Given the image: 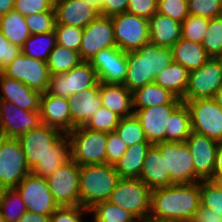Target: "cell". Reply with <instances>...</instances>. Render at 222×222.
<instances>
[{"mask_svg":"<svg viewBox=\"0 0 222 222\" xmlns=\"http://www.w3.org/2000/svg\"><path fill=\"white\" fill-rule=\"evenodd\" d=\"M200 207V182L173 184L151 191L149 216L191 222Z\"/></svg>","mask_w":222,"mask_h":222,"instance_id":"1","label":"cell"},{"mask_svg":"<svg viewBox=\"0 0 222 222\" xmlns=\"http://www.w3.org/2000/svg\"><path fill=\"white\" fill-rule=\"evenodd\" d=\"M173 62L172 50L147 43L127 52V75L124 86L131 92L154 82V78Z\"/></svg>","mask_w":222,"mask_h":222,"instance_id":"2","label":"cell"},{"mask_svg":"<svg viewBox=\"0 0 222 222\" xmlns=\"http://www.w3.org/2000/svg\"><path fill=\"white\" fill-rule=\"evenodd\" d=\"M119 179L114 165L105 163L80 166V205L90 209L96 203L107 201Z\"/></svg>","mask_w":222,"mask_h":222,"instance_id":"3","label":"cell"},{"mask_svg":"<svg viewBox=\"0 0 222 222\" xmlns=\"http://www.w3.org/2000/svg\"><path fill=\"white\" fill-rule=\"evenodd\" d=\"M71 159L79 166L106 163L108 133L92 131L84 126L67 134Z\"/></svg>","mask_w":222,"mask_h":222,"instance_id":"4","label":"cell"},{"mask_svg":"<svg viewBox=\"0 0 222 222\" xmlns=\"http://www.w3.org/2000/svg\"><path fill=\"white\" fill-rule=\"evenodd\" d=\"M151 191L140 179L120 178L108 201L129 211L141 222L150 214Z\"/></svg>","mask_w":222,"mask_h":222,"instance_id":"5","label":"cell"},{"mask_svg":"<svg viewBox=\"0 0 222 222\" xmlns=\"http://www.w3.org/2000/svg\"><path fill=\"white\" fill-rule=\"evenodd\" d=\"M98 82L95 69L89 61H81L70 71L63 74H51L46 90L47 94L69 98Z\"/></svg>","mask_w":222,"mask_h":222,"instance_id":"6","label":"cell"},{"mask_svg":"<svg viewBox=\"0 0 222 222\" xmlns=\"http://www.w3.org/2000/svg\"><path fill=\"white\" fill-rule=\"evenodd\" d=\"M30 173L18 139L0 136V186L16 188Z\"/></svg>","mask_w":222,"mask_h":222,"instance_id":"7","label":"cell"},{"mask_svg":"<svg viewBox=\"0 0 222 222\" xmlns=\"http://www.w3.org/2000/svg\"><path fill=\"white\" fill-rule=\"evenodd\" d=\"M222 86V58L209 59L198 69L189 72L188 84L181 99L192 101L195 99L213 98Z\"/></svg>","mask_w":222,"mask_h":222,"instance_id":"8","label":"cell"},{"mask_svg":"<svg viewBox=\"0 0 222 222\" xmlns=\"http://www.w3.org/2000/svg\"><path fill=\"white\" fill-rule=\"evenodd\" d=\"M116 47L122 51H136L149 43L148 19L128 12L111 17Z\"/></svg>","mask_w":222,"mask_h":222,"instance_id":"9","label":"cell"},{"mask_svg":"<svg viewBox=\"0 0 222 222\" xmlns=\"http://www.w3.org/2000/svg\"><path fill=\"white\" fill-rule=\"evenodd\" d=\"M190 112L192 131L222 143V109L213 98L184 102Z\"/></svg>","mask_w":222,"mask_h":222,"instance_id":"10","label":"cell"},{"mask_svg":"<svg viewBox=\"0 0 222 222\" xmlns=\"http://www.w3.org/2000/svg\"><path fill=\"white\" fill-rule=\"evenodd\" d=\"M79 175L80 166L70 159L46 178L53 199L59 207L80 205Z\"/></svg>","mask_w":222,"mask_h":222,"instance_id":"11","label":"cell"},{"mask_svg":"<svg viewBox=\"0 0 222 222\" xmlns=\"http://www.w3.org/2000/svg\"><path fill=\"white\" fill-rule=\"evenodd\" d=\"M5 76L19 80L40 93L48 87L50 72L47 62L25 56L20 53L1 71Z\"/></svg>","mask_w":222,"mask_h":222,"instance_id":"12","label":"cell"},{"mask_svg":"<svg viewBox=\"0 0 222 222\" xmlns=\"http://www.w3.org/2000/svg\"><path fill=\"white\" fill-rule=\"evenodd\" d=\"M155 146L165 157L166 172L173 184L194 183L193 158L185 142H160Z\"/></svg>","mask_w":222,"mask_h":222,"instance_id":"13","label":"cell"},{"mask_svg":"<svg viewBox=\"0 0 222 222\" xmlns=\"http://www.w3.org/2000/svg\"><path fill=\"white\" fill-rule=\"evenodd\" d=\"M21 194L26 210L49 215L59 207L54 201L46 178L28 174L16 187Z\"/></svg>","mask_w":222,"mask_h":222,"instance_id":"14","label":"cell"},{"mask_svg":"<svg viewBox=\"0 0 222 222\" xmlns=\"http://www.w3.org/2000/svg\"><path fill=\"white\" fill-rule=\"evenodd\" d=\"M95 69L99 82L124 85L127 75V52L114 47L101 49L89 61Z\"/></svg>","mask_w":222,"mask_h":222,"instance_id":"15","label":"cell"},{"mask_svg":"<svg viewBox=\"0 0 222 222\" xmlns=\"http://www.w3.org/2000/svg\"><path fill=\"white\" fill-rule=\"evenodd\" d=\"M114 46L116 44L111 17L98 15L83 29L79 55L82 61H90L101 49Z\"/></svg>","mask_w":222,"mask_h":222,"instance_id":"16","label":"cell"},{"mask_svg":"<svg viewBox=\"0 0 222 222\" xmlns=\"http://www.w3.org/2000/svg\"><path fill=\"white\" fill-rule=\"evenodd\" d=\"M41 124L40 111H27L0 100V136L18 138Z\"/></svg>","mask_w":222,"mask_h":222,"instance_id":"17","label":"cell"},{"mask_svg":"<svg viewBox=\"0 0 222 222\" xmlns=\"http://www.w3.org/2000/svg\"><path fill=\"white\" fill-rule=\"evenodd\" d=\"M64 134L58 129L41 124L39 127L20 135L17 139L25 154L30 170L50 151Z\"/></svg>","mask_w":222,"mask_h":222,"instance_id":"18","label":"cell"},{"mask_svg":"<svg viewBox=\"0 0 222 222\" xmlns=\"http://www.w3.org/2000/svg\"><path fill=\"white\" fill-rule=\"evenodd\" d=\"M185 143L193 158L194 183L210 180L213 177V168L219 142L191 131Z\"/></svg>","mask_w":222,"mask_h":222,"instance_id":"19","label":"cell"},{"mask_svg":"<svg viewBox=\"0 0 222 222\" xmlns=\"http://www.w3.org/2000/svg\"><path fill=\"white\" fill-rule=\"evenodd\" d=\"M180 104H164L134 110V115L142 125L145 137L152 145L165 142L168 118Z\"/></svg>","mask_w":222,"mask_h":222,"instance_id":"20","label":"cell"},{"mask_svg":"<svg viewBox=\"0 0 222 222\" xmlns=\"http://www.w3.org/2000/svg\"><path fill=\"white\" fill-rule=\"evenodd\" d=\"M39 111L42 124L58 129L63 134L71 132L69 99L41 93Z\"/></svg>","mask_w":222,"mask_h":222,"instance_id":"21","label":"cell"},{"mask_svg":"<svg viewBox=\"0 0 222 222\" xmlns=\"http://www.w3.org/2000/svg\"><path fill=\"white\" fill-rule=\"evenodd\" d=\"M55 24L84 29L98 15V10L84 0H55Z\"/></svg>","mask_w":222,"mask_h":222,"instance_id":"22","label":"cell"},{"mask_svg":"<svg viewBox=\"0 0 222 222\" xmlns=\"http://www.w3.org/2000/svg\"><path fill=\"white\" fill-rule=\"evenodd\" d=\"M41 93L0 72V100L27 111H39Z\"/></svg>","mask_w":222,"mask_h":222,"instance_id":"23","label":"cell"},{"mask_svg":"<svg viewBox=\"0 0 222 222\" xmlns=\"http://www.w3.org/2000/svg\"><path fill=\"white\" fill-rule=\"evenodd\" d=\"M71 113V131L76 127L84 126L93 114L102 107L99 96V81L92 87L74 94L69 98Z\"/></svg>","mask_w":222,"mask_h":222,"instance_id":"24","label":"cell"},{"mask_svg":"<svg viewBox=\"0 0 222 222\" xmlns=\"http://www.w3.org/2000/svg\"><path fill=\"white\" fill-rule=\"evenodd\" d=\"M139 179L151 190L173 185L170 173L166 172L165 157L155 145L145 156Z\"/></svg>","mask_w":222,"mask_h":222,"instance_id":"25","label":"cell"},{"mask_svg":"<svg viewBox=\"0 0 222 222\" xmlns=\"http://www.w3.org/2000/svg\"><path fill=\"white\" fill-rule=\"evenodd\" d=\"M99 96L102 106L121 118L134 115L132 92L124 85L99 82Z\"/></svg>","mask_w":222,"mask_h":222,"instance_id":"26","label":"cell"},{"mask_svg":"<svg viewBox=\"0 0 222 222\" xmlns=\"http://www.w3.org/2000/svg\"><path fill=\"white\" fill-rule=\"evenodd\" d=\"M149 41L159 47L171 48L181 38V23L160 13L149 20Z\"/></svg>","mask_w":222,"mask_h":222,"instance_id":"27","label":"cell"},{"mask_svg":"<svg viewBox=\"0 0 222 222\" xmlns=\"http://www.w3.org/2000/svg\"><path fill=\"white\" fill-rule=\"evenodd\" d=\"M133 110L145 109L151 106L164 104H181L182 100L177 98L168 89L156 83L146 84L132 92Z\"/></svg>","mask_w":222,"mask_h":222,"instance_id":"28","label":"cell"},{"mask_svg":"<svg viewBox=\"0 0 222 222\" xmlns=\"http://www.w3.org/2000/svg\"><path fill=\"white\" fill-rule=\"evenodd\" d=\"M70 159V142L67 134H64L52 146V151H50L31 169V174L47 178Z\"/></svg>","mask_w":222,"mask_h":222,"instance_id":"29","label":"cell"},{"mask_svg":"<svg viewBox=\"0 0 222 222\" xmlns=\"http://www.w3.org/2000/svg\"><path fill=\"white\" fill-rule=\"evenodd\" d=\"M173 61L189 72L200 68L208 59L202 44L180 38L172 47Z\"/></svg>","mask_w":222,"mask_h":222,"instance_id":"30","label":"cell"},{"mask_svg":"<svg viewBox=\"0 0 222 222\" xmlns=\"http://www.w3.org/2000/svg\"><path fill=\"white\" fill-rule=\"evenodd\" d=\"M151 146V143H137L129 146L114 165L119 178L139 179L145 156Z\"/></svg>","mask_w":222,"mask_h":222,"instance_id":"31","label":"cell"},{"mask_svg":"<svg viewBox=\"0 0 222 222\" xmlns=\"http://www.w3.org/2000/svg\"><path fill=\"white\" fill-rule=\"evenodd\" d=\"M188 78L189 71L173 61L154 78V83L168 89L177 98L182 99L187 88Z\"/></svg>","mask_w":222,"mask_h":222,"instance_id":"32","label":"cell"},{"mask_svg":"<svg viewBox=\"0 0 222 222\" xmlns=\"http://www.w3.org/2000/svg\"><path fill=\"white\" fill-rule=\"evenodd\" d=\"M190 112L185 103H181L169 116L165 141L185 142L191 133Z\"/></svg>","mask_w":222,"mask_h":222,"instance_id":"33","label":"cell"},{"mask_svg":"<svg viewBox=\"0 0 222 222\" xmlns=\"http://www.w3.org/2000/svg\"><path fill=\"white\" fill-rule=\"evenodd\" d=\"M0 31L12 43L22 47L31 35L25 17L14 10L0 16Z\"/></svg>","mask_w":222,"mask_h":222,"instance_id":"34","label":"cell"},{"mask_svg":"<svg viewBox=\"0 0 222 222\" xmlns=\"http://www.w3.org/2000/svg\"><path fill=\"white\" fill-rule=\"evenodd\" d=\"M55 45L56 34L55 31H52L45 34L30 35L21 47V51L27 57L47 62Z\"/></svg>","mask_w":222,"mask_h":222,"instance_id":"35","label":"cell"},{"mask_svg":"<svg viewBox=\"0 0 222 222\" xmlns=\"http://www.w3.org/2000/svg\"><path fill=\"white\" fill-rule=\"evenodd\" d=\"M81 61L79 52L56 44L49 55L47 66L50 74H63L70 71Z\"/></svg>","mask_w":222,"mask_h":222,"instance_id":"36","label":"cell"},{"mask_svg":"<svg viewBox=\"0 0 222 222\" xmlns=\"http://www.w3.org/2000/svg\"><path fill=\"white\" fill-rule=\"evenodd\" d=\"M92 222H140L132 213L111 202L102 201L89 209Z\"/></svg>","mask_w":222,"mask_h":222,"instance_id":"37","label":"cell"},{"mask_svg":"<svg viewBox=\"0 0 222 222\" xmlns=\"http://www.w3.org/2000/svg\"><path fill=\"white\" fill-rule=\"evenodd\" d=\"M0 211L5 222H17L27 211L16 188H5L0 192Z\"/></svg>","mask_w":222,"mask_h":222,"instance_id":"38","label":"cell"},{"mask_svg":"<svg viewBox=\"0 0 222 222\" xmlns=\"http://www.w3.org/2000/svg\"><path fill=\"white\" fill-rule=\"evenodd\" d=\"M115 133L127 147L137 143H149L145 137L142 125L135 115L121 118L115 128Z\"/></svg>","mask_w":222,"mask_h":222,"instance_id":"39","label":"cell"},{"mask_svg":"<svg viewBox=\"0 0 222 222\" xmlns=\"http://www.w3.org/2000/svg\"><path fill=\"white\" fill-rule=\"evenodd\" d=\"M202 46L209 57L222 58V16L210 19Z\"/></svg>","mask_w":222,"mask_h":222,"instance_id":"40","label":"cell"},{"mask_svg":"<svg viewBox=\"0 0 222 222\" xmlns=\"http://www.w3.org/2000/svg\"><path fill=\"white\" fill-rule=\"evenodd\" d=\"M121 117L106 107H101L84 125L85 128L98 132H114Z\"/></svg>","mask_w":222,"mask_h":222,"instance_id":"41","label":"cell"},{"mask_svg":"<svg viewBox=\"0 0 222 222\" xmlns=\"http://www.w3.org/2000/svg\"><path fill=\"white\" fill-rule=\"evenodd\" d=\"M210 19L188 15L181 23V37L202 44Z\"/></svg>","mask_w":222,"mask_h":222,"instance_id":"42","label":"cell"},{"mask_svg":"<svg viewBox=\"0 0 222 222\" xmlns=\"http://www.w3.org/2000/svg\"><path fill=\"white\" fill-rule=\"evenodd\" d=\"M200 206L222 217V191L211 180L200 181Z\"/></svg>","mask_w":222,"mask_h":222,"instance_id":"43","label":"cell"},{"mask_svg":"<svg viewBox=\"0 0 222 222\" xmlns=\"http://www.w3.org/2000/svg\"><path fill=\"white\" fill-rule=\"evenodd\" d=\"M56 44L79 52L83 29L70 25L55 24Z\"/></svg>","mask_w":222,"mask_h":222,"instance_id":"44","label":"cell"},{"mask_svg":"<svg viewBox=\"0 0 222 222\" xmlns=\"http://www.w3.org/2000/svg\"><path fill=\"white\" fill-rule=\"evenodd\" d=\"M25 22L31 35L45 34L54 31L55 11H44L25 17Z\"/></svg>","mask_w":222,"mask_h":222,"instance_id":"45","label":"cell"},{"mask_svg":"<svg viewBox=\"0 0 222 222\" xmlns=\"http://www.w3.org/2000/svg\"><path fill=\"white\" fill-rule=\"evenodd\" d=\"M189 15L208 19L222 16V0H188Z\"/></svg>","mask_w":222,"mask_h":222,"instance_id":"46","label":"cell"},{"mask_svg":"<svg viewBox=\"0 0 222 222\" xmlns=\"http://www.w3.org/2000/svg\"><path fill=\"white\" fill-rule=\"evenodd\" d=\"M157 13L182 23L189 15L188 0H157Z\"/></svg>","mask_w":222,"mask_h":222,"instance_id":"47","label":"cell"},{"mask_svg":"<svg viewBox=\"0 0 222 222\" xmlns=\"http://www.w3.org/2000/svg\"><path fill=\"white\" fill-rule=\"evenodd\" d=\"M55 0H15L13 10L24 17L44 11L54 10Z\"/></svg>","mask_w":222,"mask_h":222,"instance_id":"48","label":"cell"},{"mask_svg":"<svg viewBox=\"0 0 222 222\" xmlns=\"http://www.w3.org/2000/svg\"><path fill=\"white\" fill-rule=\"evenodd\" d=\"M89 209L78 206L58 207L50 216V222H83V215H88Z\"/></svg>","mask_w":222,"mask_h":222,"instance_id":"49","label":"cell"},{"mask_svg":"<svg viewBox=\"0 0 222 222\" xmlns=\"http://www.w3.org/2000/svg\"><path fill=\"white\" fill-rule=\"evenodd\" d=\"M126 144L114 132L108 133L106 148V163L115 165L117 161L125 154L127 150Z\"/></svg>","mask_w":222,"mask_h":222,"instance_id":"50","label":"cell"},{"mask_svg":"<svg viewBox=\"0 0 222 222\" xmlns=\"http://www.w3.org/2000/svg\"><path fill=\"white\" fill-rule=\"evenodd\" d=\"M126 12L149 20L157 13V0H129Z\"/></svg>","mask_w":222,"mask_h":222,"instance_id":"51","label":"cell"},{"mask_svg":"<svg viewBox=\"0 0 222 222\" xmlns=\"http://www.w3.org/2000/svg\"><path fill=\"white\" fill-rule=\"evenodd\" d=\"M20 53H22L21 47L12 44L0 31V72Z\"/></svg>","mask_w":222,"mask_h":222,"instance_id":"52","label":"cell"},{"mask_svg":"<svg viewBox=\"0 0 222 222\" xmlns=\"http://www.w3.org/2000/svg\"><path fill=\"white\" fill-rule=\"evenodd\" d=\"M129 0H105L100 7L99 15L112 17L127 11Z\"/></svg>","mask_w":222,"mask_h":222,"instance_id":"53","label":"cell"},{"mask_svg":"<svg viewBox=\"0 0 222 222\" xmlns=\"http://www.w3.org/2000/svg\"><path fill=\"white\" fill-rule=\"evenodd\" d=\"M191 222H222V217L211 209L200 206Z\"/></svg>","mask_w":222,"mask_h":222,"instance_id":"54","label":"cell"},{"mask_svg":"<svg viewBox=\"0 0 222 222\" xmlns=\"http://www.w3.org/2000/svg\"><path fill=\"white\" fill-rule=\"evenodd\" d=\"M17 222H50V216L27 210Z\"/></svg>","mask_w":222,"mask_h":222,"instance_id":"55","label":"cell"},{"mask_svg":"<svg viewBox=\"0 0 222 222\" xmlns=\"http://www.w3.org/2000/svg\"><path fill=\"white\" fill-rule=\"evenodd\" d=\"M213 177H222V143H219L216 152L215 164L213 168Z\"/></svg>","mask_w":222,"mask_h":222,"instance_id":"56","label":"cell"},{"mask_svg":"<svg viewBox=\"0 0 222 222\" xmlns=\"http://www.w3.org/2000/svg\"><path fill=\"white\" fill-rule=\"evenodd\" d=\"M15 0H0V16L13 10Z\"/></svg>","mask_w":222,"mask_h":222,"instance_id":"57","label":"cell"},{"mask_svg":"<svg viewBox=\"0 0 222 222\" xmlns=\"http://www.w3.org/2000/svg\"><path fill=\"white\" fill-rule=\"evenodd\" d=\"M213 100L221 107L222 109V86L215 93Z\"/></svg>","mask_w":222,"mask_h":222,"instance_id":"58","label":"cell"},{"mask_svg":"<svg viewBox=\"0 0 222 222\" xmlns=\"http://www.w3.org/2000/svg\"><path fill=\"white\" fill-rule=\"evenodd\" d=\"M84 1H86L88 4L92 5L99 11L101 5L103 4L105 0H84Z\"/></svg>","mask_w":222,"mask_h":222,"instance_id":"59","label":"cell"},{"mask_svg":"<svg viewBox=\"0 0 222 222\" xmlns=\"http://www.w3.org/2000/svg\"><path fill=\"white\" fill-rule=\"evenodd\" d=\"M141 222H179V221L164 220V219H158L155 217L148 216L146 219L142 220Z\"/></svg>","mask_w":222,"mask_h":222,"instance_id":"60","label":"cell"},{"mask_svg":"<svg viewBox=\"0 0 222 222\" xmlns=\"http://www.w3.org/2000/svg\"><path fill=\"white\" fill-rule=\"evenodd\" d=\"M210 180L222 191V177H212Z\"/></svg>","mask_w":222,"mask_h":222,"instance_id":"61","label":"cell"},{"mask_svg":"<svg viewBox=\"0 0 222 222\" xmlns=\"http://www.w3.org/2000/svg\"><path fill=\"white\" fill-rule=\"evenodd\" d=\"M0 222H5V219H4L3 214L1 213V211H0Z\"/></svg>","mask_w":222,"mask_h":222,"instance_id":"62","label":"cell"}]
</instances>
